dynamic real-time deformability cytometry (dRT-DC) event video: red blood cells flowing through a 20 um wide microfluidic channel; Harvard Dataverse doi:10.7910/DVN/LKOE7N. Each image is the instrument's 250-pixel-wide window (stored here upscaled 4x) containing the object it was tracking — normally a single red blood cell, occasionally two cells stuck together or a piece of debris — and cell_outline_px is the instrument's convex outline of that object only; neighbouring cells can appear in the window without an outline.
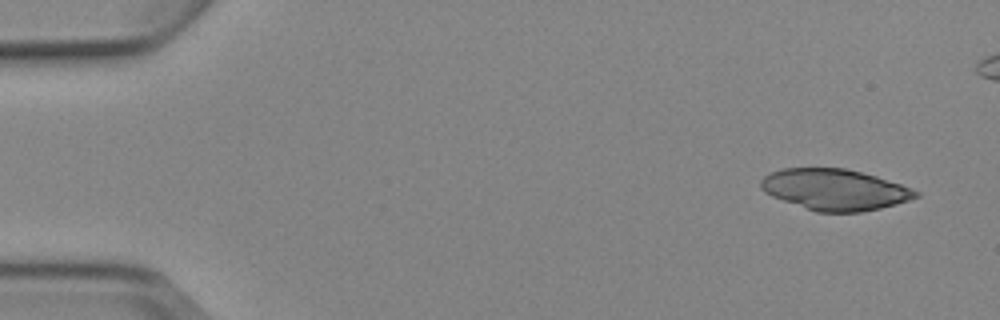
{"species": "Egyptian fruit bat (a non-hibernating species)", "species_latin": "Rousettus aegyptiacus", "temperature_condition": "cold", "stored_images_in_passage": 5, "camera_frame_rate_fps": 3000, "um_per_image_px": 0.085, "animal": {"sex": "female"}, "frame": {"image": 1, "passage_image": 1, "time_ms": 0.0, "image_size_px": [1000, 320], "cell_outline_px": [[920, 196], [896, 204], [880, 208], [860, 212], [816, 212], [772, 196], [764, 192], [760, 188], [760, 180], [764, 176], [772, 172], [784, 168], [844, 168], [876, 176], [912, 188], [920, 192]], "centroid_in_image_um": [70.95, 16.12], "position_along_channel_um": 14.0, "area_um2": 36.93}}